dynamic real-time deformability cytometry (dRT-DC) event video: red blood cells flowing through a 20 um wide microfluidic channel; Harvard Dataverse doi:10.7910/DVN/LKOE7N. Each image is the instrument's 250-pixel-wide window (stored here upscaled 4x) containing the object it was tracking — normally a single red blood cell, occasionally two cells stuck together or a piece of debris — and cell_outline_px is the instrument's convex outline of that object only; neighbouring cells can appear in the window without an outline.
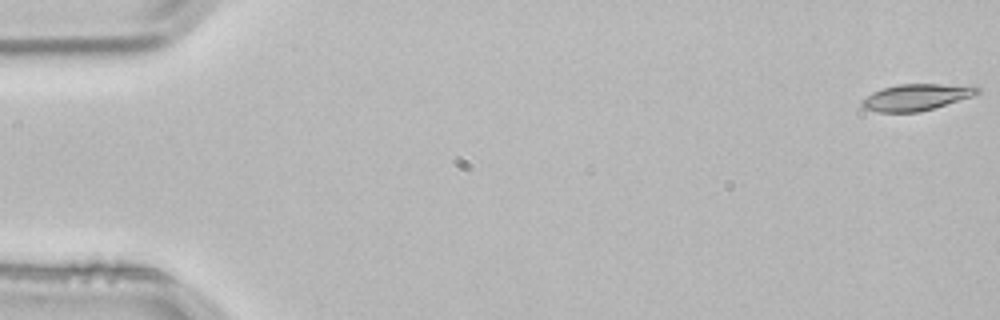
{"species": "common noctule bat (a hibernating species)", "species_latin": "Nyctalus noctula", "temperature_condition": "room temperature", "stored_images_in_passage": 4, "camera_frame_rate_fps": 3000, "um_per_image_px": 0.085, "animal": {"sex": "male", "body_mass_g": 21.5, "forearm_length_mm": 52.0}, "frame": {"image": 1, "passage_image": 1, "time_ms": 0.0, "image_size_px": [1000, 320], "cell_outline_px": [[980, 92], [972, 96], [920, 112], [876, 112], [864, 108], [860, 104], [860, 100], [872, 92], [884, 88], [900, 84], [940, 84], [980, 88]], "centroid_in_image_um": [77.79, 8.28], "position_along_channel_um": 7.2, "area_um2": 17.51}}
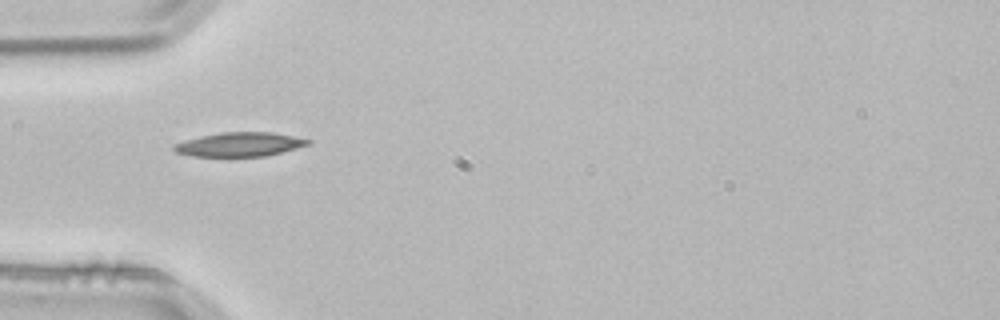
{"frame": {"image": 2, "passage_image": 4, "time_ms": 1.0, "image_size_px": [1000, 320], "cell_outline_px": [[312, 144], [268, 156], [228, 160], [192, 156], [176, 152], [172, 148], [172, 144], [184, 140], [200, 136], [220, 132], [272, 132], [312, 140]], "centroid_in_image_um": [20.33, 12.33], "position_along_channel_um": 64.7, "area_um2": 20.06}}